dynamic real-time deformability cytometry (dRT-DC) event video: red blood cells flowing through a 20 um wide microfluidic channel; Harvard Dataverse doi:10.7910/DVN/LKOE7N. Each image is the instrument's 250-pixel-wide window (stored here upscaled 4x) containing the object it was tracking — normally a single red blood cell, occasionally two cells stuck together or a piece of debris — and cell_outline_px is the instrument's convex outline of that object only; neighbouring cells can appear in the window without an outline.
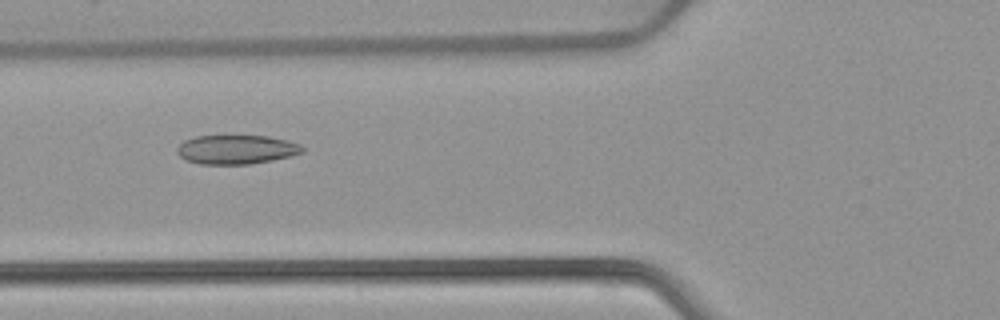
{"species": "common noctule bat (a hibernating species)", "species_latin": "Nyctalus noctula", "temperature_condition": "warm", "stored_images_in_passage": 42, "camera_frame_rate_fps": 3000, "um_per_image_px": 0.085, "animal": {"sex": "female", "body_mass_g": 22.7, "forearm_length_mm": 54.2}, "frame": {"image": 1, "passage_image": 10, "time_ms": 3.0, "image_size_px": [1000, 320], "cell_outline_px": [[304, 152], [292, 156], [252, 164], [200, 164], [188, 160], [180, 156], [176, 152], [176, 148], [184, 140], [196, 136], [232, 132], [268, 136], [288, 140], [300, 144], [304, 148]], "centroid_in_image_um": [20.1, 12.65], "position_along_channel_um": 105.7, "area_um2": 22.37}}
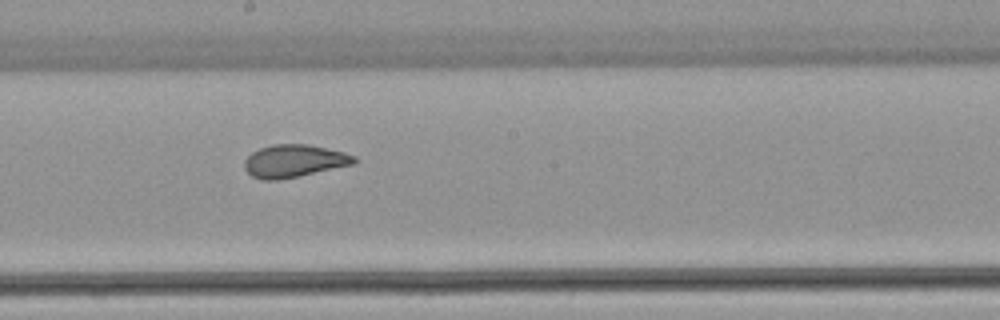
{"frame": {"image": 2, "passage_image": 19, "time_ms": 6.0, "image_size_px": [1000, 320], "cell_outline_px": [[356, 164], [276, 180], [260, 180], [252, 176], [244, 168], [244, 160], [252, 152], [260, 148], [272, 144], [308, 144], [344, 152], [356, 156]], "centroid_in_image_um": [24.99, 13.67], "position_along_channel_um": 223.2, "area_um2": 20.81}}
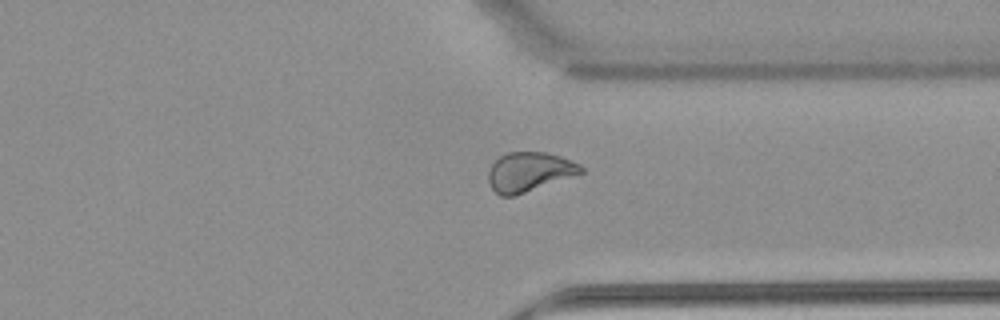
{"frame": {"image": 3, "passage_image": 30, "time_ms": 9.667, "image_size_px": [1000, 320], "cell_outline_px": [[584, 172], [516, 196], [500, 196], [492, 188], [488, 180], [488, 172], [492, 164], [500, 156], [508, 152], [548, 152], [560, 156], [580, 164], [584, 168]], "centroid_in_image_um": [44.99, 14.61], "position_along_channel_um": 366.4, "area_um2": 21.27}, "authors_computed_cell_mechanics": {"area_um2": 21.7617, "velocity_mm_per_s": 3.9096, "shape_relaxation_time_tau1_ms": null, "shape_relaxation_time_tau2_ms": 1.2422, "deformation_change_tau1": null, "deformation_change_tau2": 0.0632}}